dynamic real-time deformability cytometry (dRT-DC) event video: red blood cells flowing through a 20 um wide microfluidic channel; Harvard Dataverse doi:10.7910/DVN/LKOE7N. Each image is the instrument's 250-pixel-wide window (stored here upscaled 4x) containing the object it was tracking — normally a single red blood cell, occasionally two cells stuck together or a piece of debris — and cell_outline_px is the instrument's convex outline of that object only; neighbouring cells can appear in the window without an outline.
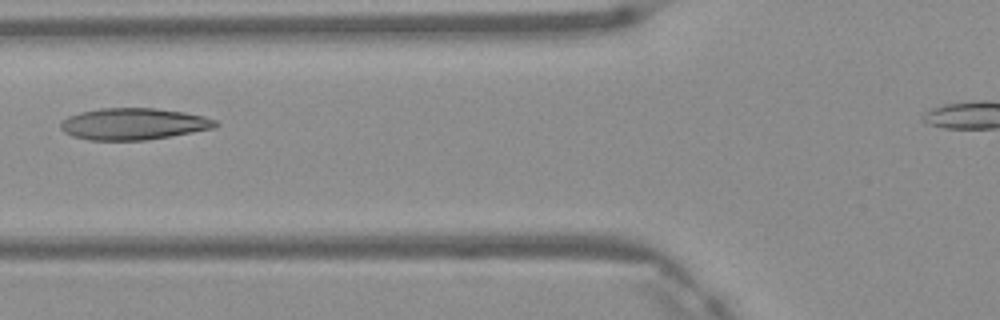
{"species": "Egyptian fruit bat (a non-hibernating species)", "species_latin": "Rousettus aegyptiacus", "temperature_condition": "warm", "stored_images_in_passage": 2, "camera_frame_rate_fps": 3000, "um_per_image_px": 0.085, "frame": {"image": 1, "passage_image": 2, "time_ms": 0.333, "image_size_px": [1000, 320], "cell_outline_px": [[220, 124], [216, 128], [144, 140], [88, 140], [72, 136], [64, 132], [60, 128], [60, 124], [68, 116], [80, 112], [100, 108], [156, 108], [184, 112], [204, 116], [216, 120]], "centroid_in_image_um": [11.36, 10.53], "position_along_channel_um": 114.4, "area_um2": 28.55}}